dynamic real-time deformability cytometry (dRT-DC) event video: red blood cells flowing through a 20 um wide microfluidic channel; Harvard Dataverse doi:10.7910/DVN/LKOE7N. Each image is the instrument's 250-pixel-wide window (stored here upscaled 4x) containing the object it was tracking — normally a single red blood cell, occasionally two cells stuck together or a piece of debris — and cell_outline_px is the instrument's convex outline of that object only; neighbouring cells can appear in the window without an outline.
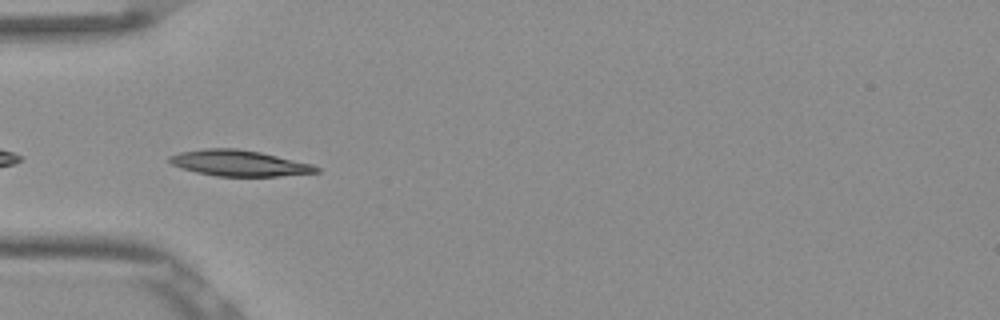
{"species": "Egyptian fruit bat (a non-hibernating species)", "species_latin": "Rousettus aegyptiacus", "temperature_condition": "room temperature", "stored_images_in_passage": 38, "camera_frame_rate_fps": 3000, "um_per_image_px": 0.085, "frame": {"image": 1, "passage_image": 2, "time_ms": 0.333, "image_size_px": [1000, 320], "cell_outline_px": [[320, 172], [276, 176], [216, 176], [196, 172], [172, 164], [168, 160], [168, 156], [180, 152], [208, 148], [236, 148], [260, 152], [312, 164], [320, 168]], "centroid_in_image_um": [20.32, 13.86], "position_along_channel_um": 64.7, "area_um2": 21.96}}
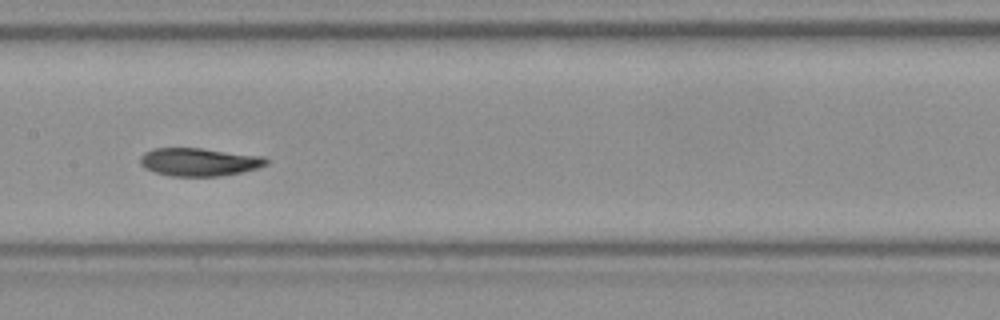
{"frame": {"image": 2, "passage_image": 12, "time_ms": 3.667, "image_size_px": [1000, 320], "cell_outline_px": [[268, 164], [256, 168], [240, 172], [220, 176], [168, 176], [144, 168], [140, 164], [140, 156], [144, 152], [152, 148], [200, 148], [264, 156], [268, 160]], "centroid_in_image_um": [16.89, 13.76], "position_along_channel_um": 190.5, "area_um2": 20.63}}
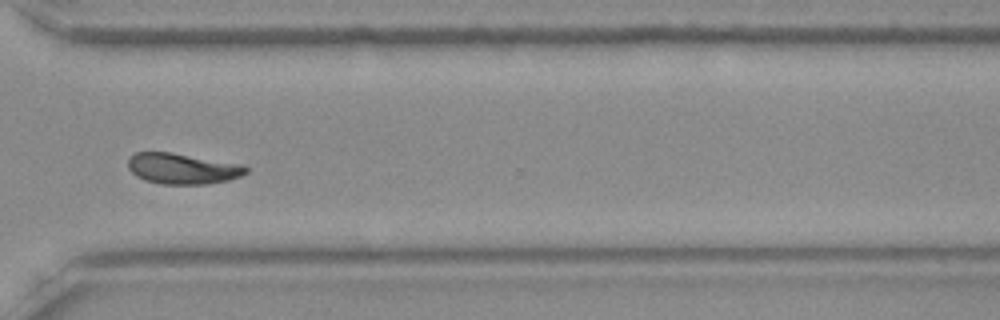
{"frame": {"image": 3, "passage_image": 25, "time_ms": 8.0, "image_size_px": [1000, 320], "cell_outline_px": [[248, 172], [240, 176], [228, 180], [208, 184], [160, 184], [144, 180], [136, 176], [128, 168], [128, 156], [136, 152], [172, 152], [244, 164], [248, 168]], "centroid_in_image_um": [15.51, 14.32], "position_along_channel_um": 355.1, "area_um2": 21.44}, "authors_computed_cell_mechanics": {"area_um2": 20.8369, "velocity_mm_per_s": 3.8039, "shape_relaxation_time_tau1_ms": 9.5587, "shape_relaxation_time_tau2_ms": 7.9774, "deformation_change_tau1": 0.1789, "deformation_change_tau2": 0.1035}}